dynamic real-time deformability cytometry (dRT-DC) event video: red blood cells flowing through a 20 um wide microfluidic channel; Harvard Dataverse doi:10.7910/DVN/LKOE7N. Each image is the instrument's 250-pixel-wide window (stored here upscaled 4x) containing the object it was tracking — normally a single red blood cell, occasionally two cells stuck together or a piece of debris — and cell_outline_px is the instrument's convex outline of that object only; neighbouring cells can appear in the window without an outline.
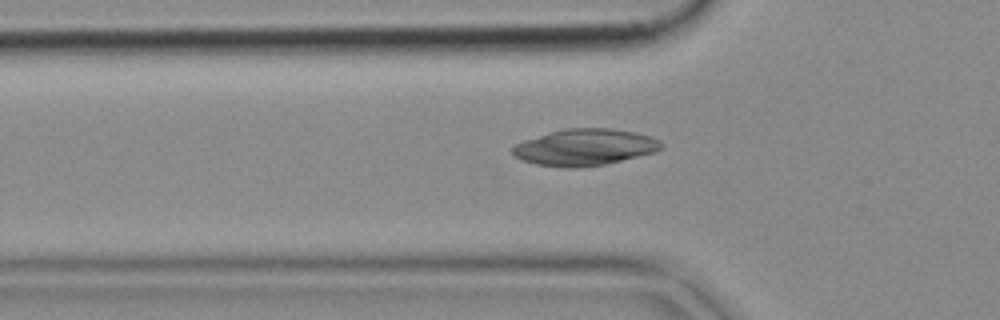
{"species": "common noctule bat (a hibernating species)", "species_latin": "Nyctalus noctula", "temperature_condition": "cold", "stored_images_in_passage": 53, "segment_of_instrument_passage": [1, 2], "camera_frame_rate_fps": 3000, "um_per_image_px": 0.085, "animal": {"sex": "female", "body_mass_g": 18.4}, "frame": {"image": 1, "passage_image": 17, "time_ms": 5.333, "image_size_px": [1000, 320], "cell_outline_px": [[664, 148], [656, 152], [604, 164], [576, 168], [568, 168], [536, 164], [520, 160], [512, 152], [512, 148], [516, 144], [524, 140], [548, 132], [564, 128], [608, 128], [636, 132], [652, 136], [660, 140], [664, 144]], "centroid_in_image_um": [49.74, 12.51], "position_along_channel_um": 76.1, "area_um2": 31.85}}
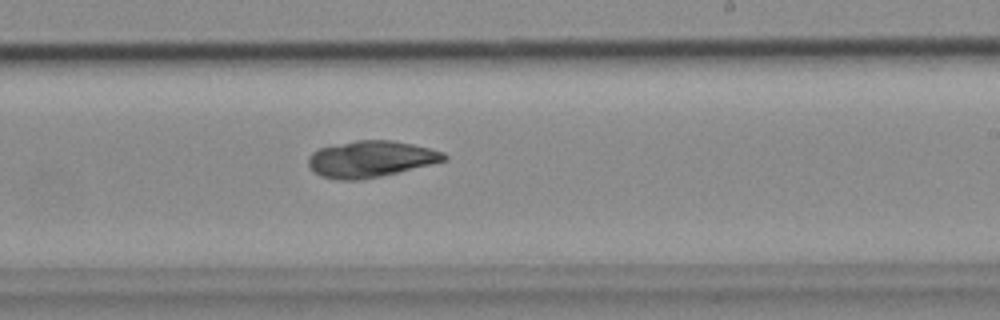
{"frame": {"image": 2, "passage_image": 31, "time_ms": 10.0, "image_size_px": [1000, 320], "cell_outline_px": [[448, 160], [380, 176], [360, 180], [336, 180], [320, 176], [312, 172], [308, 164], [308, 156], [312, 152], [320, 148], [356, 140], [392, 140], [432, 148], [444, 152], [448, 156]], "centroid_in_image_um": [31.5, 13.52], "position_along_channel_um": 257.5, "area_um2": 28.9}}
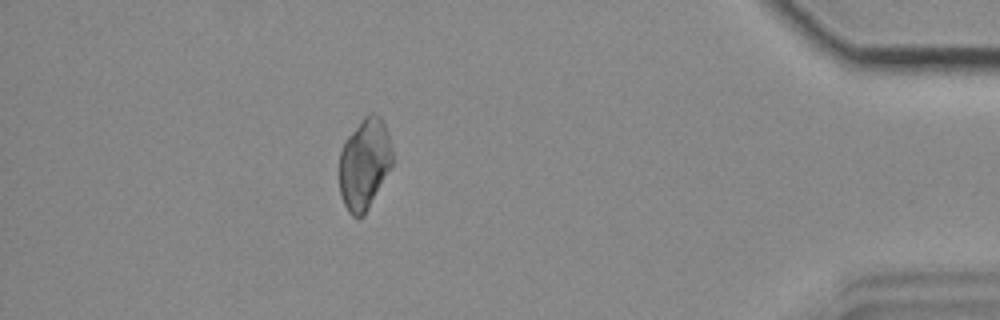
{"frame": {"image": 3, "passage_image": 46, "time_ms": 15.0, "image_size_px": [1000, 320], "cell_outline_px": [[392, 164], [364, 216], [352, 216], [348, 212], [344, 204], [340, 192], [340, 152], [344, 140], [364, 116], [368, 112], [376, 112], [380, 116], [388, 132], [392, 148]], "centroid_in_image_um": [30.97, 13.88], "position_along_channel_um": 404.2, "area_um2": 28.09}}